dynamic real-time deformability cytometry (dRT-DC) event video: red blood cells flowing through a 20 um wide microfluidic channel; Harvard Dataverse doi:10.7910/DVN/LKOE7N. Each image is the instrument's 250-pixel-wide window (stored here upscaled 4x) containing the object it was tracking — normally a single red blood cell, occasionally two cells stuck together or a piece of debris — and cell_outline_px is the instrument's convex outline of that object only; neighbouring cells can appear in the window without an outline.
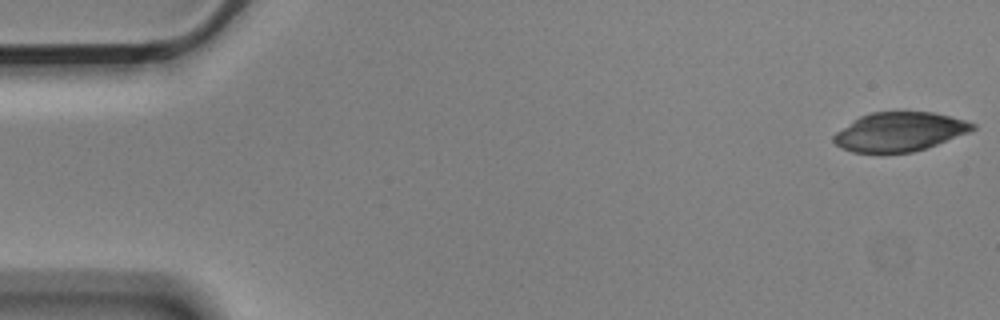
{"species": "Egyptian fruit bat (a non-hibernating species)", "species_latin": "Rousettus aegyptiacus", "temperature_condition": "cold", "stored_images_in_passage": 5, "camera_frame_rate_fps": 3000, "um_per_image_px": 0.085, "animal": {"sex": "male"}, "frame": {"image": 1, "passage_image": 1, "time_ms": 0.0, "image_size_px": [1000, 320], "cell_outline_px": [[976, 128], [968, 132], [936, 144], [912, 152], [852, 152], [836, 144], [832, 140], [832, 136], [836, 132], [860, 116], [872, 112], [932, 112], [964, 120], [976, 124]], "centroid_in_image_um": [76.44, 11.19], "position_along_channel_um": 8.6, "area_um2": 30.98}}